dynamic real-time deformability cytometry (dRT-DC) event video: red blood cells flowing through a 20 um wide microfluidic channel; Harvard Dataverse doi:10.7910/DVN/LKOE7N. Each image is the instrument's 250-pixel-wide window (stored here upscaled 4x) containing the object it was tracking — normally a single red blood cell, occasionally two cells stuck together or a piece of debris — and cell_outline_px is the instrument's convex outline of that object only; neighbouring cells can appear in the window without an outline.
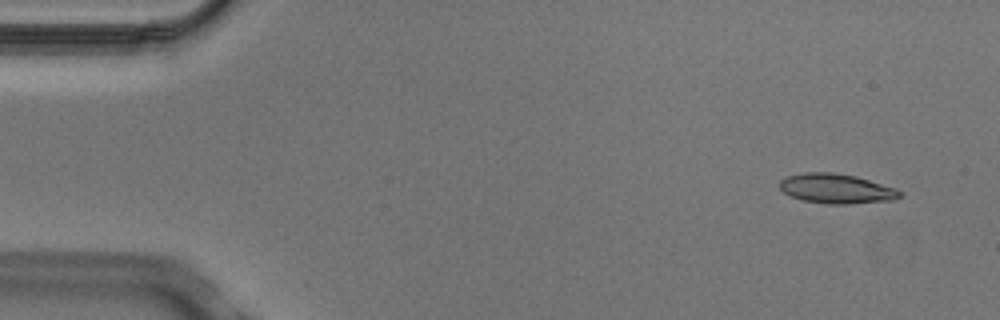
{"species": "Egyptian fruit bat (a non-hibernating species)", "species_latin": "Rousettus aegyptiacus", "temperature_condition": "cold", "stored_images_in_passage": 4, "camera_frame_rate_fps": 3000, "um_per_image_px": 0.085, "animal": {"sex": "male"}, "frame": {"image": 1, "passage_image": 1, "time_ms": 0.0, "image_size_px": [1000, 320], "cell_outline_px": [[904, 192], [896, 200], [848, 204], [828, 204], [800, 200], [784, 192], [780, 188], [780, 180], [788, 176], [804, 172], [832, 172], [856, 176], [896, 188]], "centroid_in_image_um": [71.13, 16.04], "position_along_channel_um": 13.9, "area_um2": 20.92}}
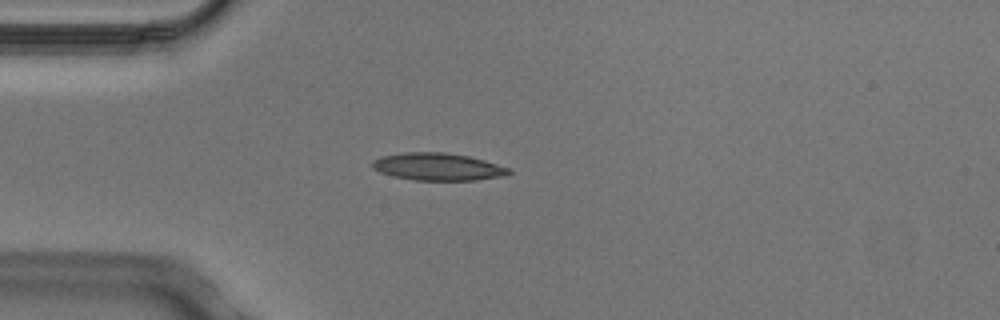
{"frame": {"image": 2, "passage_image": 4, "time_ms": 1.0, "image_size_px": [1000, 320], "cell_outline_px": [[512, 172], [508, 176], [476, 180], [416, 180], [392, 176], [380, 172], [372, 168], [372, 160], [380, 156], [404, 152], [444, 152], [468, 156], [484, 160], [508, 168]], "centroid_in_image_um": [37.2, 14.17], "position_along_channel_um": 47.8, "area_um2": 21.91}}